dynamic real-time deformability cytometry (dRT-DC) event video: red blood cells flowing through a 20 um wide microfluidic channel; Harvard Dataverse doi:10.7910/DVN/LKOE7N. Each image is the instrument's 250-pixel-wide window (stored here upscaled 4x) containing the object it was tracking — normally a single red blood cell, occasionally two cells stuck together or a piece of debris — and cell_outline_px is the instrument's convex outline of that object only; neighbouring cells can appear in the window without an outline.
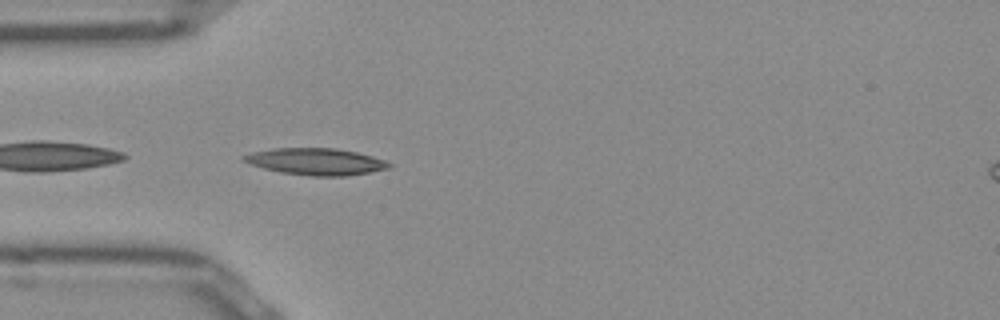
{"species": "Egyptian fruit bat (a non-hibernating species)", "species_latin": "Rousettus aegyptiacus", "temperature_condition": "room temperature", "stored_images_in_passage": 32, "camera_frame_rate_fps": 3000, "um_per_image_px": 0.085, "frame": {"image": 1, "passage_image": 1, "time_ms": 0.0, "image_size_px": [1000, 320], "cell_outline_px": [[392, 164], [388, 168], [368, 172], [344, 176], [312, 176], [280, 172], [264, 168], [240, 160], [240, 156], [252, 152], [272, 148], [336, 148], [356, 152], [372, 156], [384, 160]], "centroid_in_image_um": [26.8, 13.72], "position_along_channel_um": 58.2, "area_um2": 22.54}}
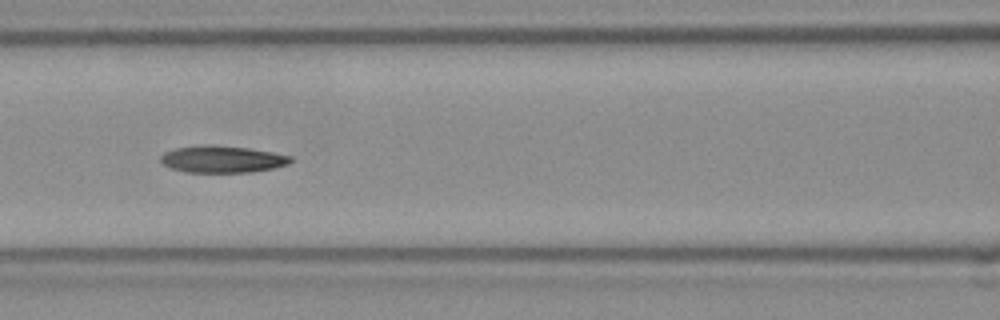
{"frame": {"image": 2, "passage_image": 8, "time_ms": 2.333, "image_size_px": [1000, 320], "cell_outline_px": [[292, 160], [288, 164], [272, 168], [252, 172], [188, 172], [172, 168], [164, 164], [160, 160], [160, 156], [164, 152], [176, 148], [204, 144], [212, 144], [248, 148], [272, 152], [292, 156]], "centroid_in_image_um": [18.89, 13.52], "position_along_channel_um": 147.7, "area_um2": 20.35}}
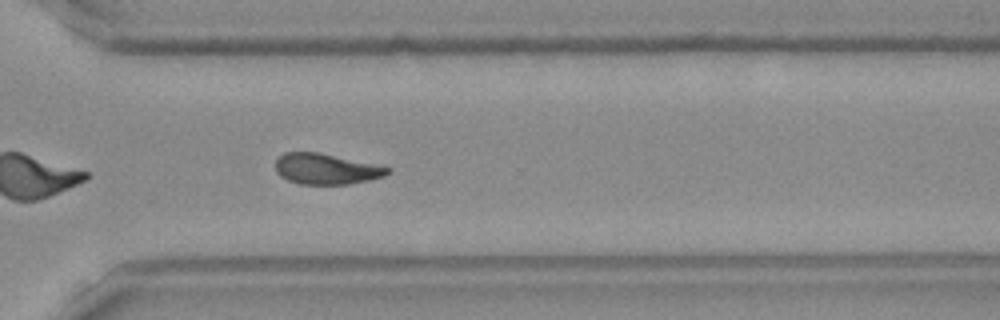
{"frame": {"image": 3, "passage_image": 23, "time_ms": 7.333, "image_size_px": [1000, 320], "cell_outline_px": [[392, 172], [384, 176], [368, 180], [348, 184], [300, 184], [288, 180], [280, 176], [276, 172], [276, 160], [284, 152], [320, 152], [392, 168]], "centroid_in_image_um": [27.73, 14.36], "position_along_channel_um": 342.9, "area_um2": 20.06}, "authors_computed_cell_mechanics": {"area_um2": 20.8658, "velocity_mm_per_s": 3.9075, "shape_relaxation_time_tau1_ms": null, "shape_relaxation_time_tau2_ms": 8.8128, "deformation_change_tau1": null, "deformation_change_tau2": 0.1926}}